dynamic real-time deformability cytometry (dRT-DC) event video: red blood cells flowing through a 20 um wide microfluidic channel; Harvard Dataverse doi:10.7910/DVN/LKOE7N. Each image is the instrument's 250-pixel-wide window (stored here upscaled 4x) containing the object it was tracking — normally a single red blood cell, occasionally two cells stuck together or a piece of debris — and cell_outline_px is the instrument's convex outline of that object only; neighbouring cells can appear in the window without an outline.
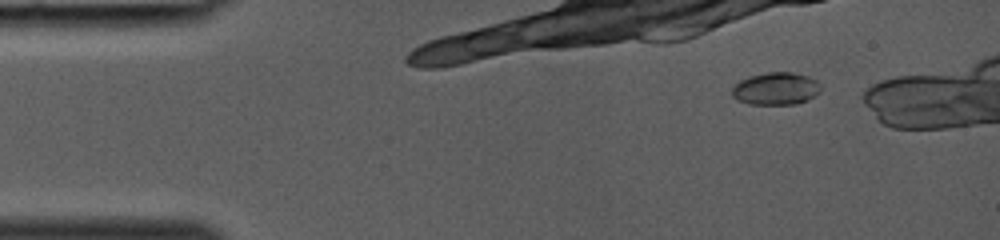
{"species": "common noctule bat (a hibernating species)", "species_latin": "Nyctalus noctula", "temperature_condition": "room temperature", "stored_images_in_passage": 32, "camera_frame_rate_fps": 3000, "um_per_image_px": 0.085, "animal": {"sex": "female", "body_mass_g": 19.0, "forearm_length_mm": 53.3}, "frame": {"image": 1, "passage_image": 5, "time_ms": 1.333, "image_size_px": [1000, 240], "cell_outline_px": [[820, 92], [808, 100], [796, 104], [748, 104], [736, 100], [732, 96], [732, 88], [740, 80], [748, 76], [768, 72], [792, 72], [808, 76], [816, 80], [820, 84]], "centroid_in_image_um": [65.94, 7.54], "position_along_channel_um": 19.1, "area_um2": 16.94}}